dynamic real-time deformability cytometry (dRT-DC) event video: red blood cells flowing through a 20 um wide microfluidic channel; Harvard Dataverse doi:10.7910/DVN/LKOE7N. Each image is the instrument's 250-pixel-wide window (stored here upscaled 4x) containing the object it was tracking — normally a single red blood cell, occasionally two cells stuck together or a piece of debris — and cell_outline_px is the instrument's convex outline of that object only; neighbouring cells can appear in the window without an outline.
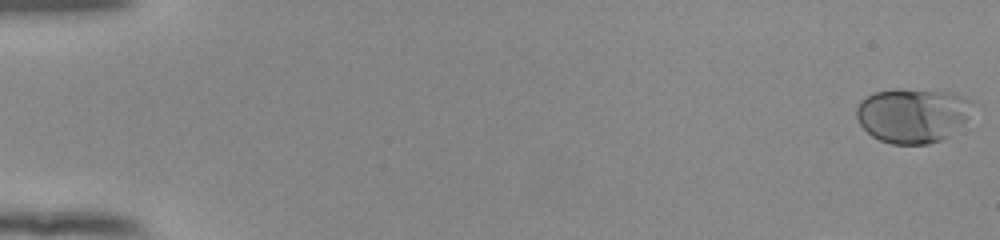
{"species": "human", "species_latin": "Homo sapiens", "temperature_condition": "room temperature", "stored_images_in_passage": 45, "camera_frame_rate_fps": 3000, "um_per_image_px": 0.085, "donor": {"sex": "female"}, "frame": {"image": 1, "passage_image": 1, "time_ms": 0.0, "image_size_px": [1000, 240], "cell_outline_px": [[968, 100], [964, 120], [948, 136], [940, 140], [928, 144], [892, 144], [880, 140], [872, 136], [860, 124], [856, 116], [856, 108], [860, 100], [872, 92], [900, 88], [952, 92], [964, 96]], "centroid_in_image_um": [77.46, 9.78], "position_along_channel_um": 7.5, "area_um2": 36.41}, "authors_computed_cell_mechanics": {"area_um2": 42.2518, "velocity_mm_per_s": 3.843, "shape_relaxation_time_tau1_ms": 2.9547, "shape_relaxation_time_tau2_ms": null, "deformation_change_tau1": 0.1525, "deformation_change_tau2": null}}